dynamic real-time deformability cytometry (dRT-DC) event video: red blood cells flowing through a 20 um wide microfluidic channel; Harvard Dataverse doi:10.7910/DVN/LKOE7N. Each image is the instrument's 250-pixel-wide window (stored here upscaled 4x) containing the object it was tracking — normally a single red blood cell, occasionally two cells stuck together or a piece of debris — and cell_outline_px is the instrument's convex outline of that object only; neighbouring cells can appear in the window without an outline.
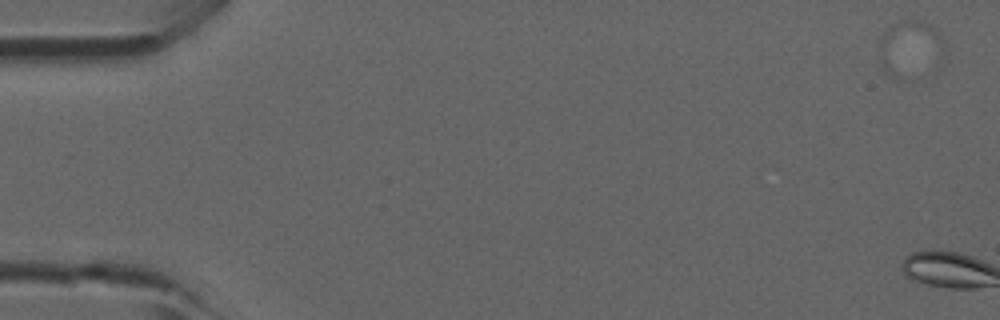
{"species": "common noctule bat (a hibernating species)", "species_latin": "Nyctalus noctula", "temperature_condition": "room temperature", "stored_images_in_passage": 5, "camera_frame_rate_fps": 3000, "um_per_image_px": 0.085, "animal": {"sex": "male", "forearm_length_mm": 52.5}, "frame": {"image": 1, "passage_image": 1, "time_ms": 0.0, "image_size_px": [1000, 320], "cell_outline_px": [[940, 40], [896, 76], [892, 76], [880, 64], [880, 36], [888, 28], [904, 20], [920, 20], [932, 24], [936, 28], [940, 36]], "centroid_in_image_um": [77.01, 3.76], "position_along_channel_um": 8.0, "area_um2": 16.18}}
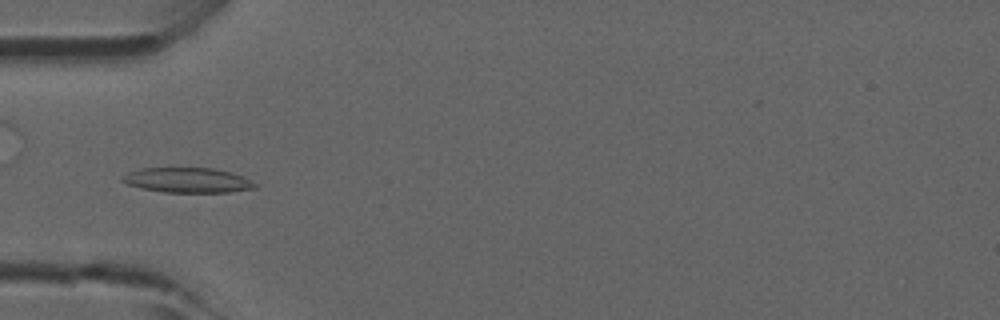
{"frame": {"image": 2, "passage_image": 5, "time_ms": 1.333, "image_size_px": [1000, 320], "cell_outline_px": [[256, 188], [228, 192], [164, 192], [140, 188], [128, 184], [120, 180], [120, 176], [128, 172], [140, 168], [212, 168], [232, 172], [244, 176], [256, 184]], "centroid_in_image_um": [15.92, 15.31], "position_along_channel_um": 69.1, "area_um2": 19.36}}